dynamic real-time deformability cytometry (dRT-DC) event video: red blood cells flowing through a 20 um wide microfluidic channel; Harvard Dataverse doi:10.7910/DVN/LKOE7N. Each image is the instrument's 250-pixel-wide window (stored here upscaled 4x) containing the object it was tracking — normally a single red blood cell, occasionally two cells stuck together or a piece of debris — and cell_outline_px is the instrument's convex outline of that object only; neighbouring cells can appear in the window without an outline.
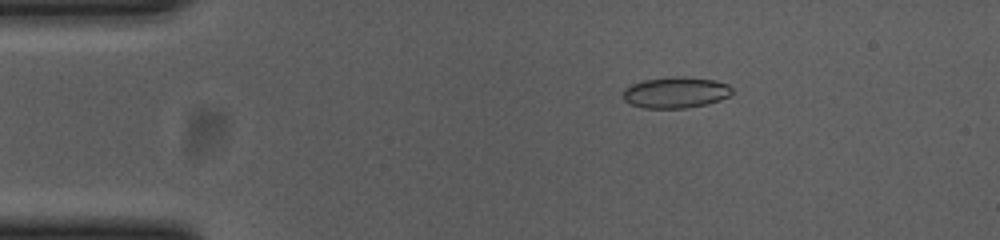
{"species": "common noctule bat (a hibernating species)", "species_latin": "Nyctalus noctula", "temperature_condition": "cold", "stored_images_in_passage": 51, "camera_frame_rate_fps": 3000, "um_per_image_px": 0.085, "animal": {"sex": "female", "body_mass_g": 23.0, "forearm_length_mm": 53.4}, "frame": {"image": 1, "passage_image": 6, "time_ms": 1.667, "image_size_px": [1000, 240], "cell_outline_px": [[732, 92], [728, 96], [720, 100], [708, 104], [688, 108], [644, 108], [632, 104], [624, 100], [620, 96], [624, 88], [632, 84], [644, 80], [672, 76], [684, 76], [716, 80], [728, 84], [732, 88]], "centroid_in_image_um": [57.42, 7.85], "position_along_channel_um": 27.6, "area_um2": 20.06}}
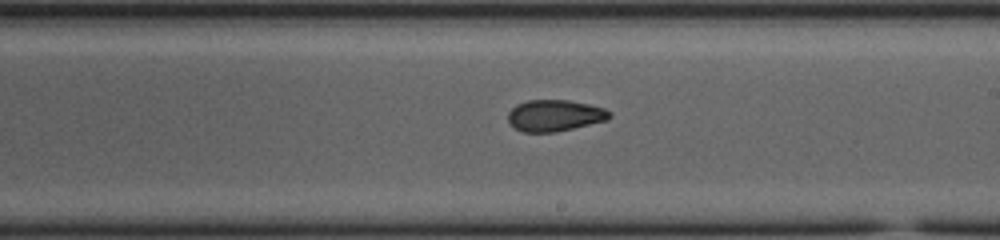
{"frame": {"image": 2, "passage_image": 28, "time_ms": 9.0, "image_size_px": [1000, 240], "cell_outline_px": [[612, 116], [608, 120], [556, 132], [524, 132], [516, 128], [508, 120], [508, 112], [516, 104], [528, 100], [568, 100], [588, 104], [604, 108], [612, 112]], "centroid_in_image_um": [47.18, 9.81], "position_along_channel_um": 241.8, "area_um2": 18.61}}
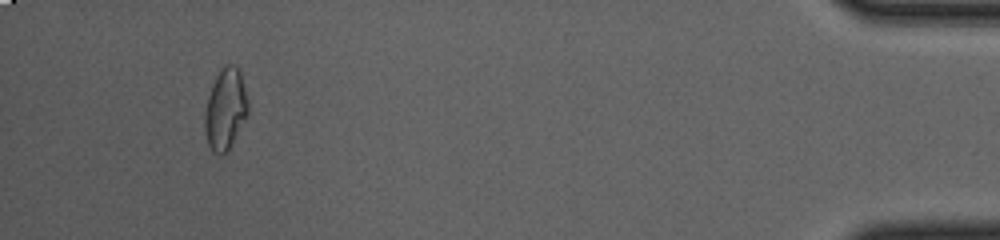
{"frame": {"image": 3, "passage_image": 48, "time_ms": 15.667, "image_size_px": [1000, 240], "cell_outline_px": [[248, 112], [228, 152], [212, 152], [208, 144], [204, 128], [204, 112], [208, 96], [212, 84], [216, 76], [228, 64], [232, 64], [240, 72], [248, 100]], "centroid_in_image_um": [19.14, 9.3], "position_along_channel_um": 416.1, "area_um2": 20.11}, "authors_computed_cell_mechanics": {"area_um2": 19.2474, "velocity_mm_per_s": 3.7008, "shape_relaxation_time_tau1_ms": null, "shape_relaxation_time_tau2_ms": 2.6513, "deformation_change_tau1": null, "deformation_change_tau2": 0.0685}}